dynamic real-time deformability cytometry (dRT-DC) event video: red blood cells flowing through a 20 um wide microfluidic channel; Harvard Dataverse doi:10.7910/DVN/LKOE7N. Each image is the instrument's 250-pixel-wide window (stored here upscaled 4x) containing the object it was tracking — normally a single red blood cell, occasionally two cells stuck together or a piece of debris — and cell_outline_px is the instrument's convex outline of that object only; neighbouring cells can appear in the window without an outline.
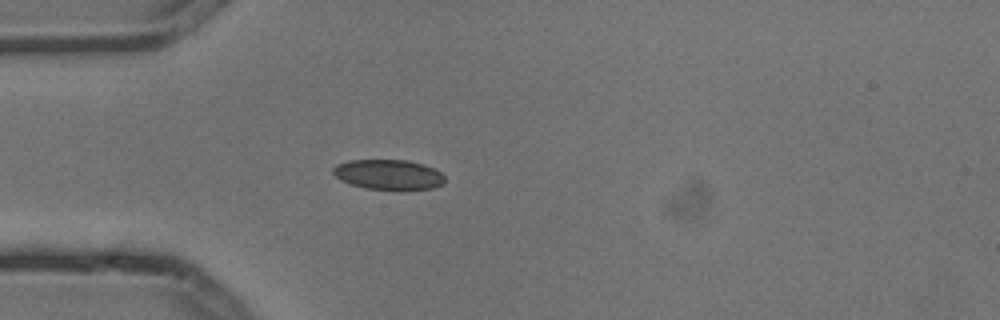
{"species": "common noctule bat (a hibernating species)", "species_latin": "Nyctalus noctula", "temperature_condition": "cold", "stored_images_in_passage": 2, "camera_frame_rate_fps": 3000, "um_per_image_px": 0.085, "animal": {"sex": "male", "body_mass_g": 13.3}, "frame": {"image": 1, "passage_image": 2, "time_ms": 0.333, "image_size_px": [1000, 320], "cell_outline_px": [[444, 184], [432, 188], [400, 192], [396, 192], [364, 188], [348, 184], [340, 180], [332, 172], [332, 168], [336, 164], [348, 160], [408, 160], [424, 164], [440, 172], [444, 176]], "centroid_in_image_um": [33.01, 14.88], "position_along_channel_um": 52.0, "area_um2": 20.35}}